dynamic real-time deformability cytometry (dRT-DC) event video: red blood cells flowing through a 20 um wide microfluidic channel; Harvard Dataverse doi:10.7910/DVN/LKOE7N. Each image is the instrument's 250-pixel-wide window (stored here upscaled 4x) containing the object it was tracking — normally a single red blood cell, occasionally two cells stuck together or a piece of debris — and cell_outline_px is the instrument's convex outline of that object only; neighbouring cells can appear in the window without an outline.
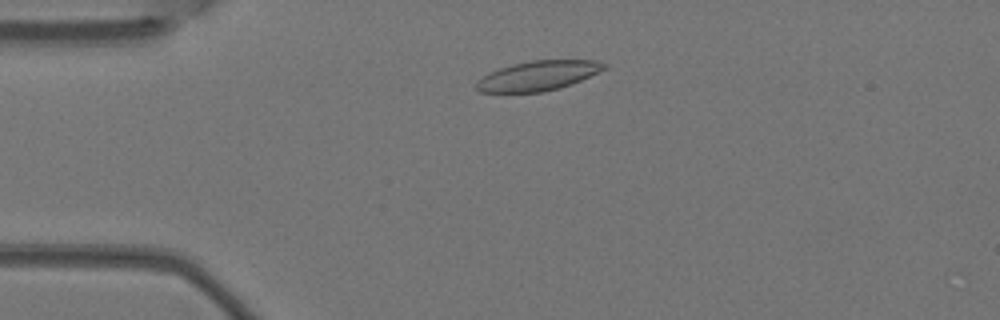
{"species": "Egyptian fruit bat (a non-hibernating species)", "species_latin": "Rousettus aegyptiacus", "temperature_condition": "warm", "stored_images_in_passage": 4, "camera_frame_rate_fps": 3000, "um_per_image_px": 0.085, "animal": {"sex": "female"}, "frame": {"image": 1, "passage_image": 3, "time_ms": 0.667, "image_size_px": [1000, 320], "cell_outline_px": [[608, 68], [600, 72], [572, 84], [560, 88], [544, 92], [480, 92], [476, 88], [476, 84], [488, 72], [512, 64], [532, 60], [596, 60], [608, 64]], "centroid_in_image_um": [45.8, 6.43], "position_along_channel_um": 39.2, "area_um2": 22.2}}